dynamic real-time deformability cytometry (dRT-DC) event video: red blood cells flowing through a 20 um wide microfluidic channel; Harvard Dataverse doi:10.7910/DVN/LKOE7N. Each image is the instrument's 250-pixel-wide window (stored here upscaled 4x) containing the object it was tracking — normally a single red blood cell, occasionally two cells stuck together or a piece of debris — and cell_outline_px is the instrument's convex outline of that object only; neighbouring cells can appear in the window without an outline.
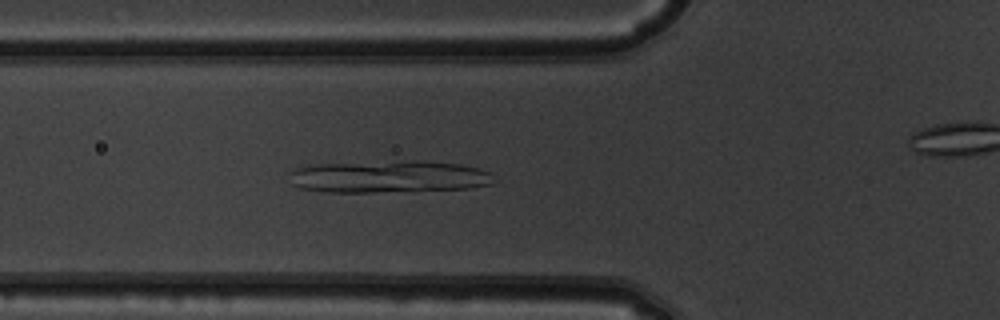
{"species": "common noctule bat (a hibernating species)", "species_latin": "Nyctalus noctula", "temperature_condition": "warm", "stored_images_in_passage": 45, "segment_of_instrument_passage": [1, 2], "camera_frame_rate_fps": 3000, "um_per_image_px": 0.085, "animal": {"sex": "male", "body_mass_g": 19.5, "forearm_length_mm": 54.6}, "frame": {"image": 1, "passage_image": 19, "time_ms": 6.0, "image_size_px": [1000, 320], "cell_outline_px": [[492, 184], [472, 188], [372, 192], [320, 192], [300, 188], [292, 184], [288, 172], [304, 164], [408, 160], [420, 160], [460, 164], [480, 168], [492, 172]], "centroid_in_image_um": [32.99, 15.0], "position_along_channel_um": 92.8, "area_um2": 39.07}}
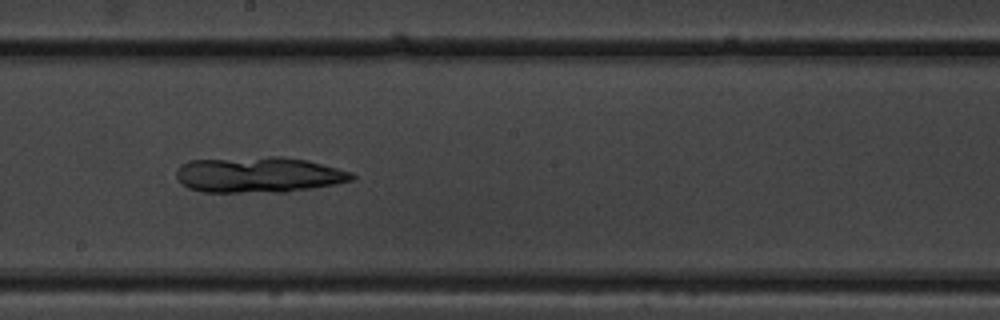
{"frame": {"image": 2, "passage_image": 29, "time_ms": 9.333, "image_size_px": [1000, 320], "cell_outline_px": [[356, 176], [352, 180], [336, 184], [312, 188], [284, 192], [200, 192], [188, 188], [180, 184], [176, 176], [176, 172], [180, 164], [188, 160], [268, 156], [280, 156], [308, 160], [352, 172]], "centroid_in_image_um": [21.95, 14.85], "position_along_channel_um": 226.3, "area_um2": 36.99}}
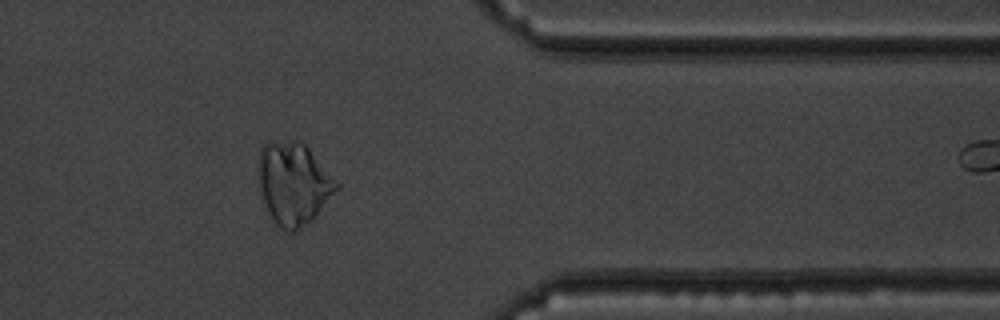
{"frame": {"image": 3, "passage_image": 42, "time_ms": 13.667, "image_size_px": [1000, 320], "cell_outline_px": [[340, 188], [312, 220], [296, 232], [288, 232], [280, 228], [272, 220], [264, 200], [260, 188], [256, 168], [256, 164], [260, 148], [268, 140], [300, 140], [308, 148], [340, 184]], "centroid_in_image_um": [24.93, 15.57], "position_along_channel_um": 386.5, "area_um2": 38.03}}